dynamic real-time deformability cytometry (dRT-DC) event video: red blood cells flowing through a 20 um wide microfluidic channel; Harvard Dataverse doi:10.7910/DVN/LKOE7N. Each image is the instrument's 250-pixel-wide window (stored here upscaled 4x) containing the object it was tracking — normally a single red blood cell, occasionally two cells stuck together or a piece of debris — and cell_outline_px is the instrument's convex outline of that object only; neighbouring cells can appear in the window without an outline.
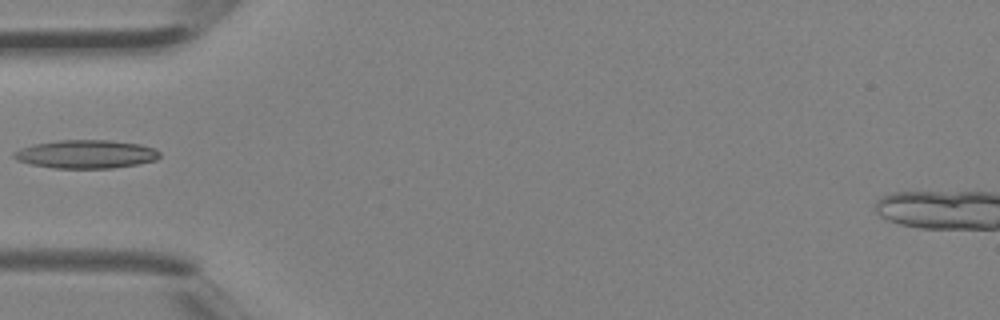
{"species": "Egyptian fruit bat (a non-hibernating species)", "species_latin": "Rousettus aegyptiacus", "temperature_condition": "room temperature", "stored_images_in_passage": 3, "camera_frame_rate_fps": 3000, "um_per_image_px": 0.085, "animal": {"sex": "female"}, "frame": {"image": 1, "passage_image": 3, "time_ms": 0.667, "image_size_px": [1000, 320], "cell_outline_px": [[160, 156], [156, 160], [136, 164], [112, 168], [52, 168], [32, 164], [16, 160], [12, 156], [12, 152], [20, 148], [36, 144], [60, 140], [108, 140], [140, 144], [156, 148], [160, 152]], "centroid_in_image_um": [7.31, 13.1], "position_along_channel_um": 77.7, "area_um2": 24.1}}